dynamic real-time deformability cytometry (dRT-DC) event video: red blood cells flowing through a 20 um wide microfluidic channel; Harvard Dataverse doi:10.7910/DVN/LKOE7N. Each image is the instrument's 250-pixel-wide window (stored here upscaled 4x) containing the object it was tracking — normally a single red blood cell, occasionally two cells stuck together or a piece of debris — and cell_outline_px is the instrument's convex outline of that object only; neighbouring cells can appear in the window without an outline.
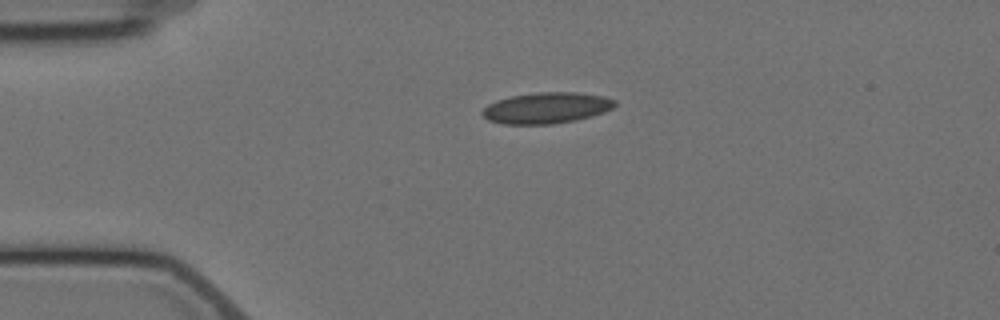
{"species": "Egyptian fruit bat (a non-hibernating species)", "species_latin": "Rousettus aegyptiacus", "temperature_condition": "cold", "stored_images_in_passage": 2, "camera_frame_rate_fps": 3000, "um_per_image_px": 0.085, "animal": {"sex": "female"}, "frame": {"image": 1, "passage_image": 1, "time_ms": 0.0, "image_size_px": [1000, 320], "cell_outline_px": [[616, 104], [612, 108], [604, 112], [592, 116], [576, 120], [552, 124], [504, 124], [488, 120], [480, 112], [488, 104], [496, 100], [508, 96], [536, 92], [576, 92], [604, 96], [616, 100]], "centroid_in_image_um": [46.44, 9.16], "position_along_channel_um": 38.6, "area_um2": 24.16}}